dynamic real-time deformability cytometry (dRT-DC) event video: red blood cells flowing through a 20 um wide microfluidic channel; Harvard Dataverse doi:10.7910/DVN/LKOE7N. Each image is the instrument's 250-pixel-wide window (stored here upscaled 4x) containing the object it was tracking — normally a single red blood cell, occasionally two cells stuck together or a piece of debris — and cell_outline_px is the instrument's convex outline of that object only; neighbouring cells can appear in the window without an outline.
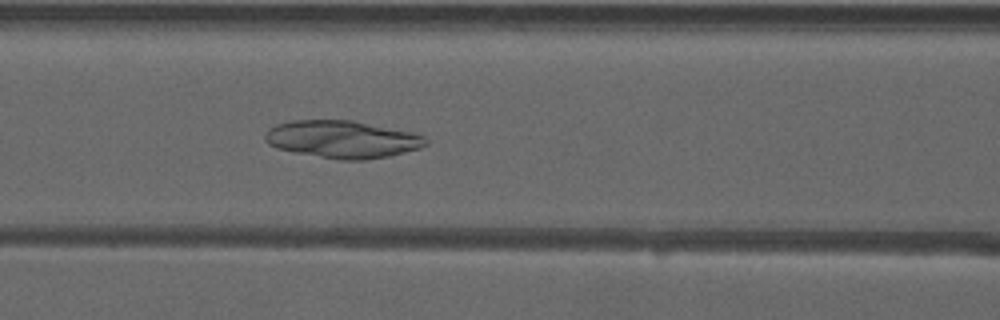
{"species": "common noctule bat (a hibernating species)", "species_latin": "Nyctalus noctula", "temperature_condition": "warm", "stored_images_in_passage": 44, "camera_frame_rate_fps": 3000, "um_per_image_px": 0.085, "animal": {"sex": "male", "forearm_length_mm": 52.5}, "frame": {"image": 1, "passage_image": 15, "time_ms": 4.667, "image_size_px": [1000, 320], "cell_outline_px": [[428, 144], [420, 148], [388, 156], [364, 160], [336, 160], [276, 148], [268, 144], [264, 140], [264, 132], [268, 128], [276, 124], [292, 120], [352, 120], [412, 132], [424, 136], [428, 140]], "centroid_in_image_um": [29.07, 11.84], "position_along_channel_um": 137.5, "area_um2": 35.26}}
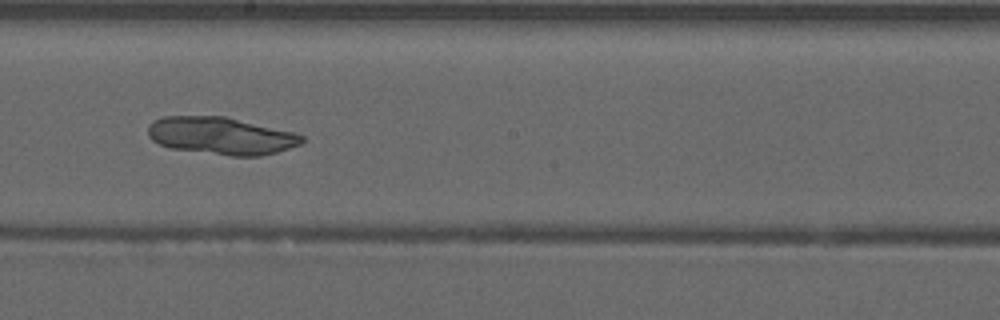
{"frame": {"image": 2, "passage_image": 22, "time_ms": 7.0, "image_size_px": [1000, 320], "cell_outline_px": [[304, 140], [300, 144], [276, 152], [260, 156], [232, 156], [172, 148], [160, 144], [152, 140], [148, 136], [148, 128], [152, 120], [164, 116], [224, 116], [296, 132], [304, 136]], "centroid_in_image_um": [18.8, 11.53], "position_along_channel_um": 229.4, "area_um2": 33.52}}
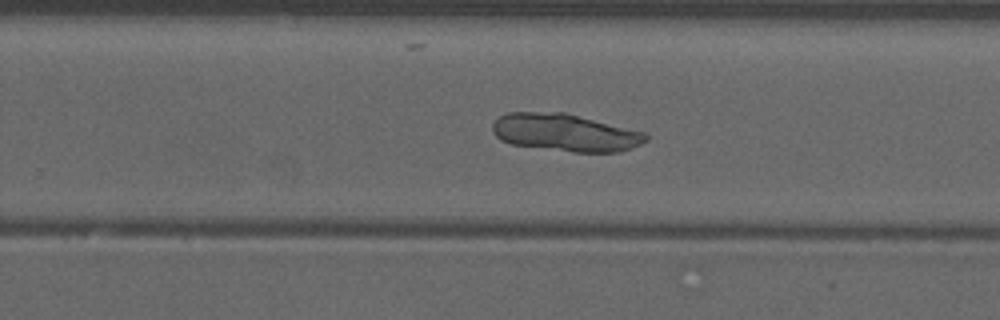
{"frame": {"image": 3, "passage_image": 26, "time_ms": 8.333, "image_size_px": [1000, 320], "cell_outline_px": [[648, 140], [632, 148], [620, 152], [576, 152], [512, 144], [500, 140], [492, 132], [492, 124], [500, 116], [508, 112], [564, 112], [648, 132]], "centroid_in_image_um": [48.08, 11.26], "position_along_channel_um": 281.7, "area_um2": 33.7}}